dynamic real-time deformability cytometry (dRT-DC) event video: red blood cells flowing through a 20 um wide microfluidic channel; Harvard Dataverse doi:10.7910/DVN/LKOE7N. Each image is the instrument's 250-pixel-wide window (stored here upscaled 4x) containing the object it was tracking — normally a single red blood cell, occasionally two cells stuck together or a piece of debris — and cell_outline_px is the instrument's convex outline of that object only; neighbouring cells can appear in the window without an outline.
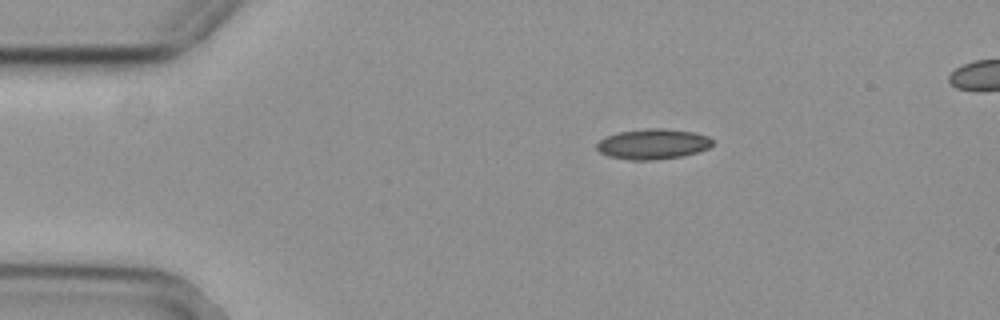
{"species": "common noctule bat (a hibernating species)", "species_latin": "Nyctalus noctula", "temperature_condition": "cold", "stored_images_in_passage": 37, "camera_frame_rate_fps": 3000, "um_per_image_px": 0.085, "animal": {"sex": "female", "body_mass_g": 29.2, "forearm_length_mm": 56.3}, "frame": {"image": 1, "passage_image": 1, "time_ms": 0.0, "image_size_px": [1000, 320], "cell_outline_px": [[712, 144], [708, 148], [696, 152], [680, 156], [652, 160], [632, 160], [608, 156], [600, 152], [596, 148], [596, 144], [600, 140], [608, 136], [620, 132], [644, 128], [664, 128], [692, 132], [708, 136], [712, 140]], "centroid_in_image_um": [55.48, 12.24], "position_along_channel_um": 29.5, "area_um2": 20.23}}
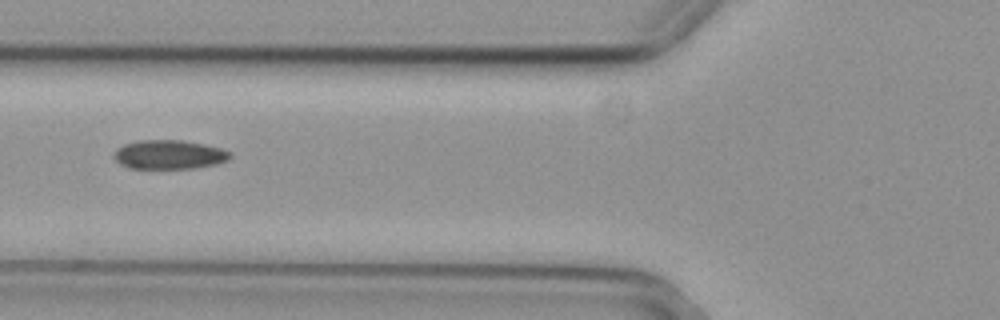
{"frame": {"image": 2, "passage_image": 12, "time_ms": 3.667, "image_size_px": [1000, 320], "cell_outline_px": [[232, 156], [228, 160], [216, 164], [192, 168], [128, 168], [120, 164], [112, 156], [116, 148], [124, 144], [140, 140], [180, 140], [204, 144], [220, 148], [232, 152]], "centroid_in_image_um": [14.36, 13.14], "position_along_channel_um": 111.4, "area_um2": 19.71}}
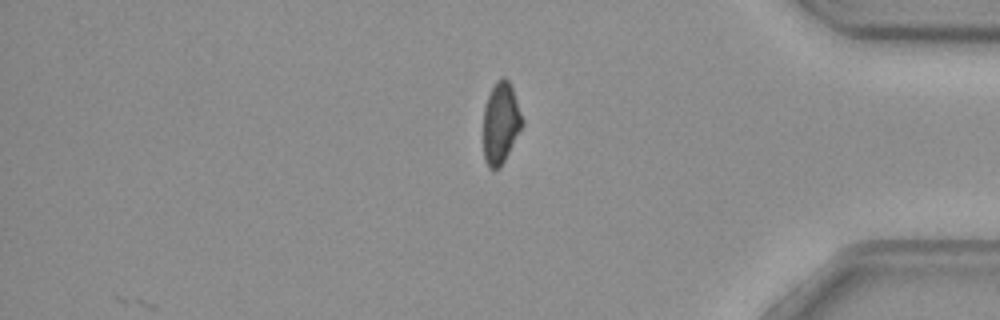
{"frame": {"image": 3, "passage_image": 37, "time_ms": 12.0, "image_size_px": [1000, 320], "cell_outline_px": [[524, 124], [500, 168], [488, 168], [484, 160], [484, 108], [488, 96], [496, 80], [500, 76], [504, 76], [508, 80], [512, 88], [524, 120]], "centroid_in_image_um": [42.57, 10.44], "position_along_channel_um": 392.6, "area_um2": 18.44}, "authors_computed_cell_mechanics": {"area_um2": 19.9988, "velocity_mm_per_s": 3.7073, "shape_relaxation_time_tau1_ms": null, "shape_relaxation_time_tau2_ms": 3.2238, "deformation_change_tau1": null, "deformation_change_tau2": 0.0789}}